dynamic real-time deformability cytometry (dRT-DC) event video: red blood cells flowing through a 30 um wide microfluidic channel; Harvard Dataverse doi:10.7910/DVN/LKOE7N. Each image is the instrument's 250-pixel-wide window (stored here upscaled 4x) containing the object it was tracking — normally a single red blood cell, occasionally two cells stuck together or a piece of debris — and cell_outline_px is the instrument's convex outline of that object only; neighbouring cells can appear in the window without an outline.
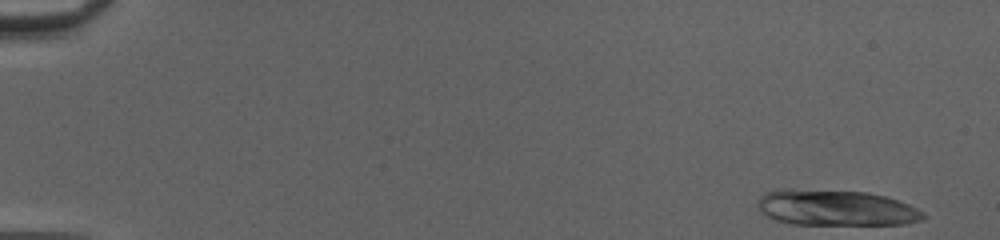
{"species": "common noctule bat (a hibernating species)", "species_latin": "Nyctalus noctula", "temperature_condition": "cold", "stored_images_in_passage": 15, "camera_frame_rate_fps": 3000, "um_per_image_px": 0.085, "animal": {"sex": "female", "body_mass_g": 20.0, "forearm_length_mm": 54.0}, "frame": {"image": 1, "passage_image": 1, "time_ms": 0.0, "image_size_px": [1000, 240], "cell_outline_px": [[924, 220], [904, 224], [792, 224], [776, 220], [760, 212], [756, 204], [760, 196], [764, 192], [776, 188], [792, 188], [868, 192], [884, 196], [908, 204], [924, 212]], "centroid_in_image_um": [70.98, 17.64], "position_along_channel_um": 14.0, "area_um2": 34.91}}